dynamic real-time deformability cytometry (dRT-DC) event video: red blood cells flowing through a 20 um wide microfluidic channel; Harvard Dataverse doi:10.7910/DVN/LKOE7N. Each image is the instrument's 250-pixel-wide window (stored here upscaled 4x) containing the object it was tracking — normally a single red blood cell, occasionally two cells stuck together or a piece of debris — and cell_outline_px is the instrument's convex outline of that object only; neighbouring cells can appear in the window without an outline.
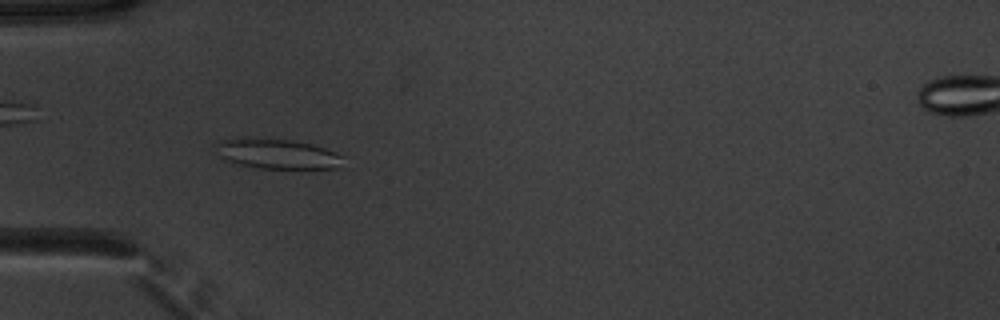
{"species": "common noctule bat (a hibernating species)", "species_latin": "Nyctalus noctula", "temperature_condition": "warm", "stored_images_in_passage": 51, "camera_frame_rate_fps": 3000, "um_per_image_px": 0.085, "animal": {"sex": "male", "body_mass_g": 20.1, "forearm_length_mm": 53.5}, "frame": {"image": 1, "passage_image": 16, "time_ms": 5.0, "image_size_px": [1000, 320], "cell_outline_px": [[344, 156], [336, 168], [260, 168], [232, 164], [224, 160], [220, 156], [216, 144], [220, 140], [240, 136], [244, 136], [292, 140], [312, 144], [336, 152]], "centroid_in_image_um": [23.47, 13.05], "position_along_channel_um": 61.5, "area_um2": 22.54}}
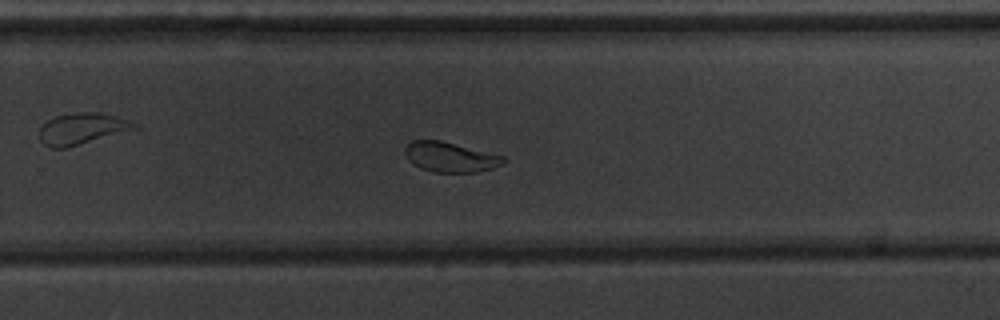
{"frame": {"image": 2, "passage_image": 34, "time_ms": 11.0, "image_size_px": [1000, 320], "cell_outline_px": [[508, 160], [504, 164], [492, 168], [476, 172], [432, 172], [420, 168], [408, 160], [404, 152], [404, 148], [412, 140], [440, 140], [504, 156]], "centroid_in_image_um": [38.27, 13.35], "position_along_channel_um": 291.5, "area_um2": 17.22}}
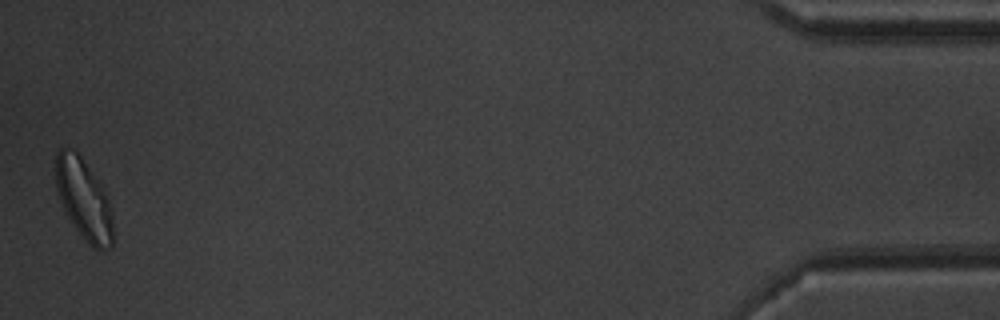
{"frame": {"image": 3, "passage_image": 51, "time_ms": 16.667, "image_size_px": [1000, 320], "cell_outline_px": [[112, 248], [100, 252], [92, 248], [84, 240], [68, 216], [60, 200], [56, 188], [52, 168], [56, 152], [60, 148], [76, 148], [100, 180], [112, 208]], "centroid_in_image_um": [7.1, 16.87], "position_along_channel_um": 428.1, "area_um2": 28.03}, "authors_computed_cell_mechanics": {"area_um2": 21.2126, "velocity_mm_per_s": 3.904, "shape_relaxation_time_tau1_ms": 3.933, "shape_relaxation_time_tau2_ms": 0.7433, "deformation_change_tau1": 0.1403, "deformation_change_tau2": 0.0543}}